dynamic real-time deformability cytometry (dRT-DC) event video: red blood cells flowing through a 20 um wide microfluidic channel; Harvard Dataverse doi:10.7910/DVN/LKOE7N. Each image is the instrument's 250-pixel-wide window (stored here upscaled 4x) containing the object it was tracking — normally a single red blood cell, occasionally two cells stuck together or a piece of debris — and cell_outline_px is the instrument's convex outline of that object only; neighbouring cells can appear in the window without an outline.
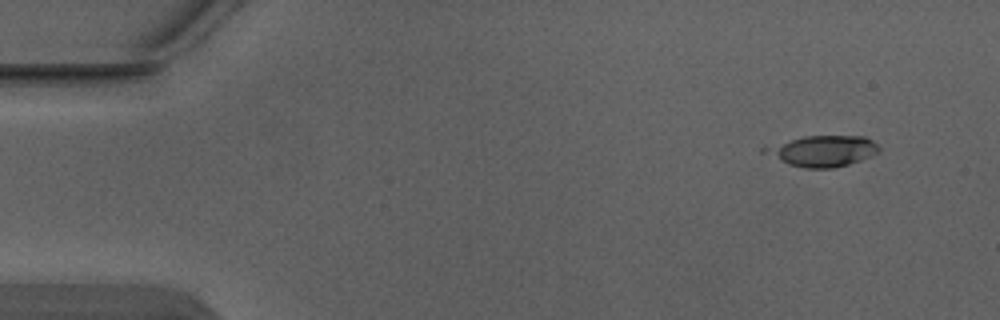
{"species": "Egyptian fruit bat (a non-hibernating species)", "species_latin": "Rousettus aegyptiacus", "temperature_condition": "warm", "stored_images_in_passage": 4, "camera_frame_rate_fps": 3000, "um_per_image_px": 0.085, "animal": {"sex": "male"}, "frame": {"image": 1, "passage_image": 1, "time_ms": 0.0, "image_size_px": [1000, 320], "cell_outline_px": [[880, 152], [860, 160], [848, 164], [832, 168], [804, 168], [788, 164], [760, 152], [760, 148], [764, 144], [804, 136], [864, 136], [872, 140], [880, 148]], "centroid_in_image_um": [69.81, 12.82], "position_along_channel_um": 15.2, "area_um2": 20.98}}
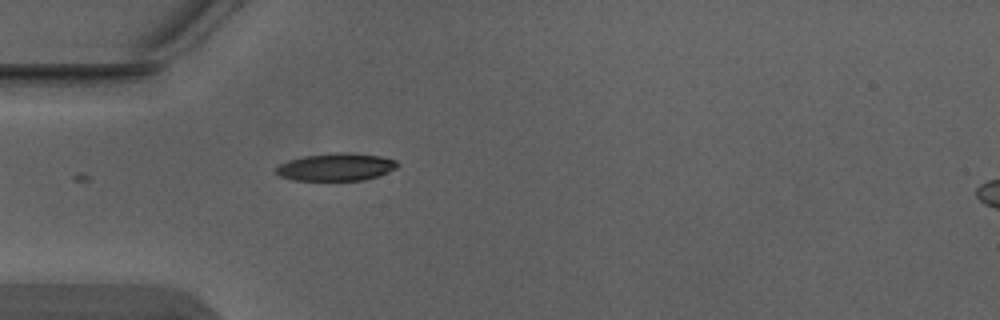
{"frame": {"image": 2, "passage_image": 4, "time_ms": 1.0, "image_size_px": [1000, 320], "cell_outline_px": [[400, 164], [396, 168], [388, 172], [364, 180], [296, 180], [280, 176], [276, 172], [276, 168], [280, 164], [288, 160], [304, 156], [336, 152], [352, 152], [380, 156], [396, 160]], "centroid_in_image_um": [28.59, 14.18], "position_along_channel_um": 56.4, "area_um2": 19.48}}